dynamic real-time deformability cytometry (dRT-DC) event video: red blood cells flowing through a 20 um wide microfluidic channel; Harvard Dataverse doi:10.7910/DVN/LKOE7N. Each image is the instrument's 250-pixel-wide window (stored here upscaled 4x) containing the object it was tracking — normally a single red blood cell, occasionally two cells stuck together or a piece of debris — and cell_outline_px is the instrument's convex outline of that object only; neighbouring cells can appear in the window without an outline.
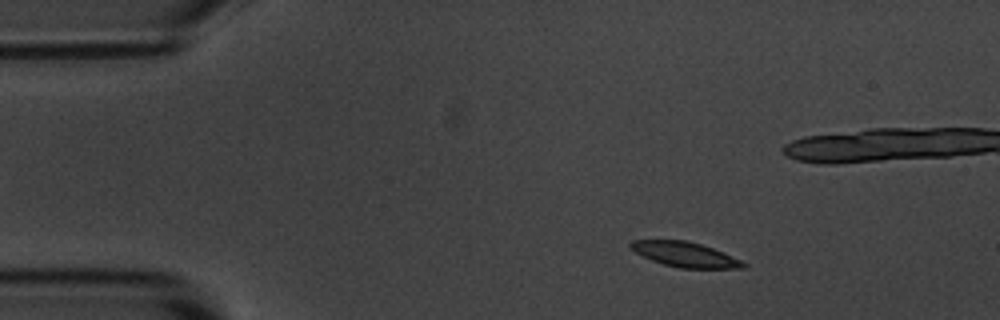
{"species": "common noctule bat (a hibernating species)", "species_latin": "Nyctalus noctula", "temperature_condition": "room temperature", "stored_images_in_passage": 55, "camera_frame_rate_fps": 3000, "um_per_image_px": 0.085, "animal": {"sex": "male", "body_mass_g": 20.1, "forearm_length_mm": 53.5}, "frame": {"image": 1, "passage_image": 7, "time_ms": 2.0, "image_size_px": [1000, 320], "cell_outline_px": [[748, 264], [744, 268], [680, 268], [664, 264], [652, 260], [636, 252], [628, 244], [632, 240], [688, 240], [712, 248], [732, 256]], "centroid_in_image_um": [58.24, 21.62], "position_along_channel_um": 26.8, "area_um2": 16.13}}
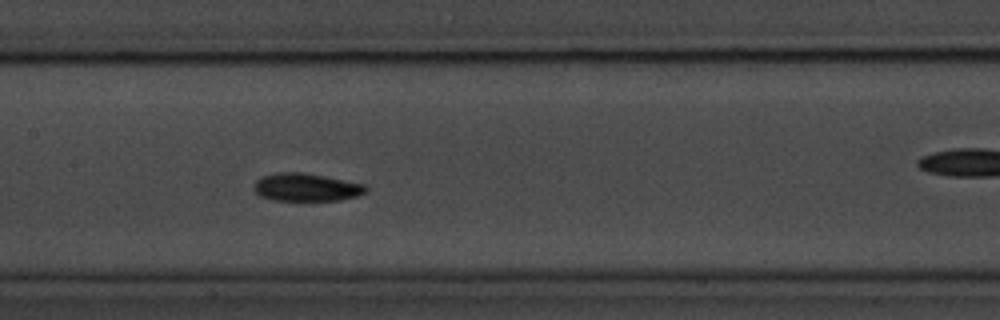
{"frame": {"image": 2, "passage_image": 25, "time_ms": 8.0, "image_size_px": [1000, 320], "cell_outline_px": [[368, 188], [364, 192], [356, 196], [340, 200], [272, 200], [260, 196], [252, 188], [252, 184], [256, 180], [264, 176], [276, 172], [304, 172], [364, 184]], "centroid_in_image_um": [25.98, 15.91], "position_along_channel_um": 181.4, "area_um2": 18.15}}
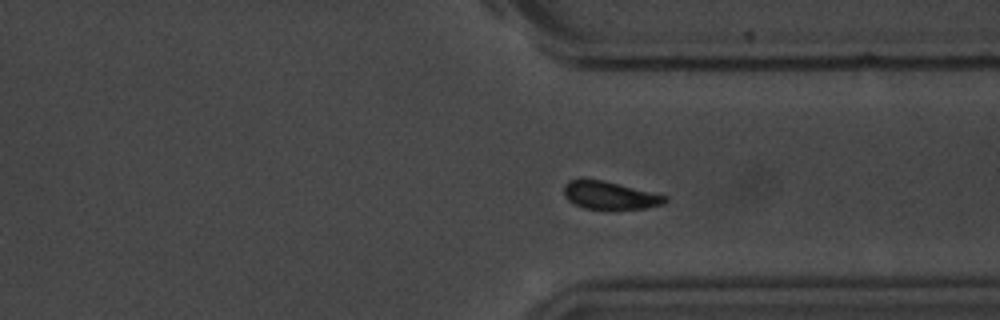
{"frame": {"image": 3, "passage_image": 40, "time_ms": 13.0, "image_size_px": [1000, 320], "cell_outline_px": [[668, 200], [664, 204], [648, 208], [612, 212], [608, 212], [584, 208], [572, 204], [564, 196], [564, 184], [568, 180], [604, 180], [668, 196]], "centroid_in_image_um": [51.86, 16.67], "position_along_channel_um": 359.5, "area_um2": 17.22}, "authors_computed_cell_mechanics": {"area_um2": 17.2244, "velocity_mm_per_s": 3.5666, "shape_relaxation_time_tau1_ms": 1.895, "shape_relaxation_time_tau2_ms": null, "deformation_change_tau1": 0.0966, "deformation_change_tau2": null}}